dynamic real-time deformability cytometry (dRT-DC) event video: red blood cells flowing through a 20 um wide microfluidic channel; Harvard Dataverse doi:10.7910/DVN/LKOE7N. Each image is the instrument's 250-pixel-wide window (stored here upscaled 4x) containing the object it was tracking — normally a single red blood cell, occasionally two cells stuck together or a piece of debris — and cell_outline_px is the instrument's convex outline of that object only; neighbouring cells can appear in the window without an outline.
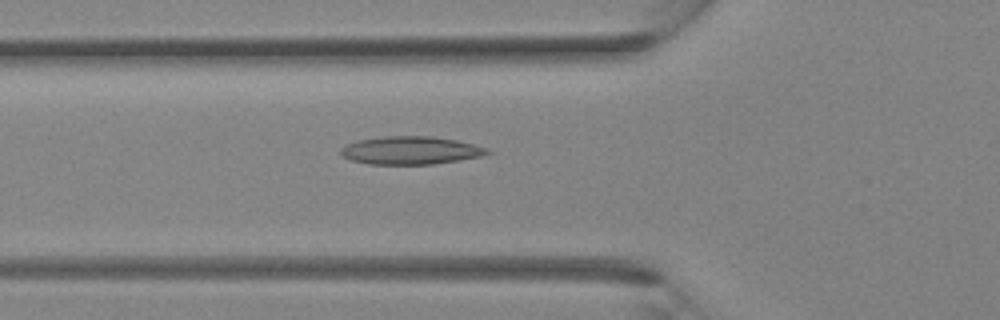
{"species": "Egyptian fruit bat (a non-hibernating species)", "species_latin": "Rousettus aegyptiacus", "temperature_condition": "room temperature", "stored_images_in_passage": 36, "camera_frame_rate_fps": 3000, "um_per_image_px": 0.085, "animal": {"sex": "female"}, "frame": {"image": 1, "passage_image": 13, "time_ms": 4.0, "image_size_px": [1000, 320], "cell_outline_px": [[492, 152], [480, 156], [432, 164], [368, 164], [352, 160], [344, 156], [340, 152], [340, 148], [348, 144], [360, 140], [384, 136], [428, 136], [456, 140], [488, 148]], "centroid_in_image_um": [34.89, 12.78], "position_along_channel_um": 90.9, "area_um2": 23.52}}
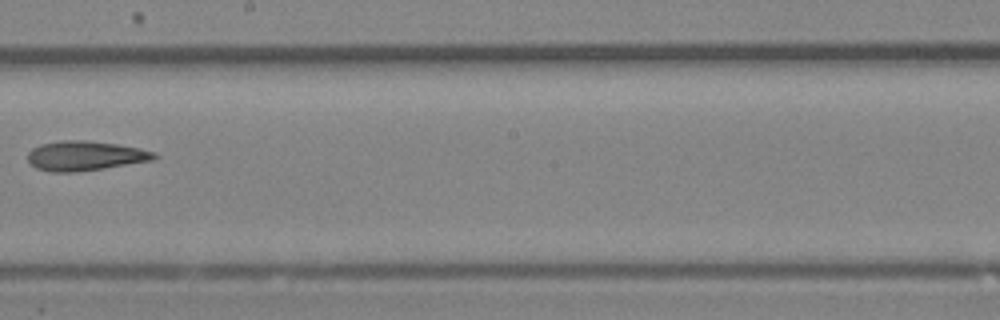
{"frame": {"image": 2, "passage_image": 21, "time_ms": 6.667, "image_size_px": [1000, 320], "cell_outline_px": [[160, 156], [152, 160], [104, 168], [76, 172], [52, 172], [36, 168], [28, 160], [28, 152], [32, 148], [40, 144], [60, 140], [84, 140], [116, 144], [140, 148], [156, 152]], "centroid_in_image_um": [7.24, 13.24], "position_along_channel_um": 241.0, "area_um2": 21.85}}
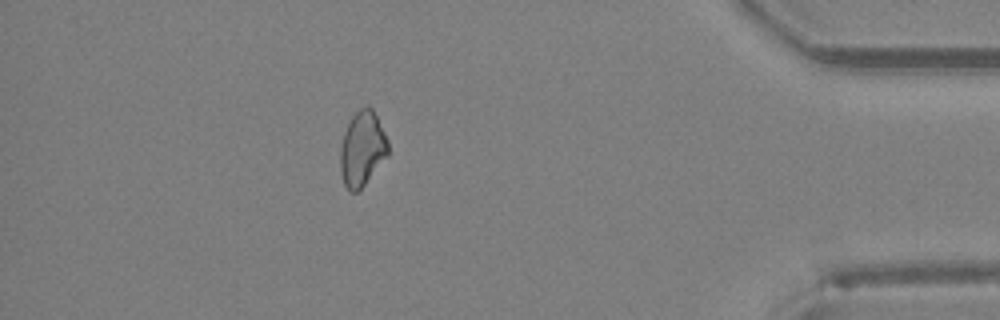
{"frame": {"image": 3, "passage_image": 32, "time_ms": 10.333, "image_size_px": [1000, 320], "cell_outline_px": [[388, 156], [364, 184], [356, 192], [352, 192], [344, 184], [340, 172], [340, 148], [344, 132], [352, 116], [360, 108], [368, 104], [372, 108], [388, 140]], "centroid_in_image_um": [30.78, 12.62], "position_along_channel_um": 404.4, "area_um2": 20.69}}